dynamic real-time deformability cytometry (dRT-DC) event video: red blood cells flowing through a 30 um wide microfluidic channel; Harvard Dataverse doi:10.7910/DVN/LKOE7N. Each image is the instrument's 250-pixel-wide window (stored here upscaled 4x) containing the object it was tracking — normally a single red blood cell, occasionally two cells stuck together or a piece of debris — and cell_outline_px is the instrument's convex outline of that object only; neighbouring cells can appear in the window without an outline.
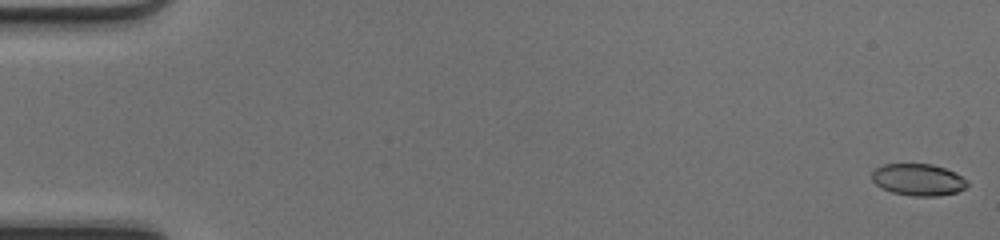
{"species": "common noctule bat (a hibernating species)", "species_latin": "Nyctalus noctula", "temperature_condition": "cold", "stored_images_in_passage": 50, "camera_frame_rate_fps": 3000, "um_per_image_px": 0.085, "animal": {"sex": "female", "body_mass_g": 17.0, "forearm_length_mm": 48.0}, "frame": {"image": 1, "passage_image": 1, "time_ms": 0.0, "image_size_px": [1000, 240], "cell_outline_px": [[968, 184], [964, 188], [956, 192], [936, 196], [912, 196], [892, 192], [876, 184], [872, 180], [872, 172], [876, 168], [884, 164], [932, 164], [944, 168], [968, 180]], "centroid_in_image_um": [78.04, 15.27], "position_along_channel_um": 7.0, "area_um2": 17.46}}
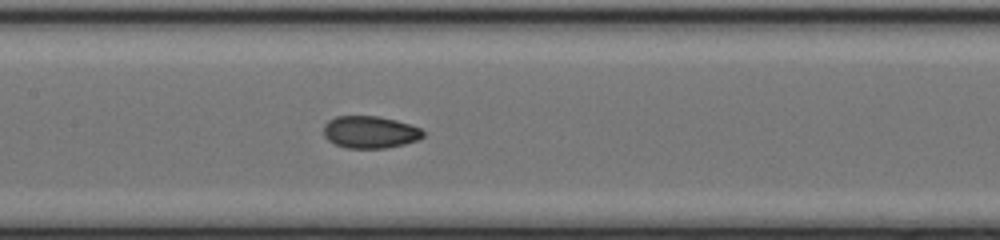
{"frame": {"image": 2, "passage_image": 25, "time_ms": 8.0, "image_size_px": [1000, 240], "cell_outline_px": [[424, 136], [420, 140], [404, 144], [384, 148], [348, 148], [336, 144], [328, 140], [324, 136], [324, 124], [328, 120], [336, 116], [376, 116], [396, 120], [420, 128], [424, 132]], "centroid_in_image_um": [31.46, 11.23], "position_along_channel_um": 175.9, "area_um2": 18.67}}
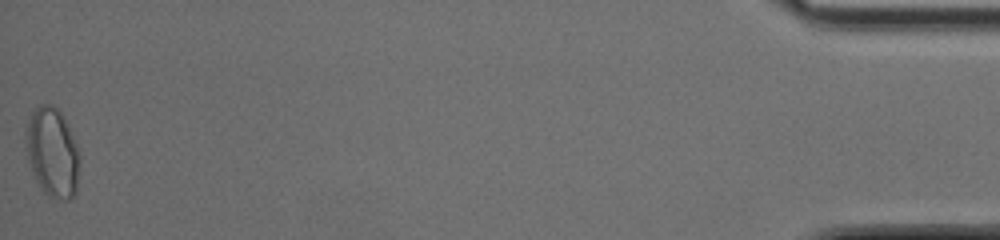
{"frame": {"image": 3, "passage_image": 50, "time_ms": 16.333, "image_size_px": [1000, 240], "cell_outline_px": [[80, 160], [76, 192], [68, 200], [64, 200], [48, 196], [44, 192], [36, 180], [28, 160], [24, 140], [24, 132], [32, 112], [40, 104], [52, 104], [60, 112], [76, 144], [80, 156]], "centroid_in_image_um": [4.44, 12.96], "position_along_channel_um": 430.8, "area_um2": 27.92}, "authors_computed_cell_mechanics": {"area_um2": 18.5827, "velocity_mm_per_s": 4.2273, "shape_relaxation_time_tau1_ms": null, "shape_relaxation_time_tau2_ms": 1.5608, "deformation_change_tau1": null, "deformation_change_tau2": 0.0557}}